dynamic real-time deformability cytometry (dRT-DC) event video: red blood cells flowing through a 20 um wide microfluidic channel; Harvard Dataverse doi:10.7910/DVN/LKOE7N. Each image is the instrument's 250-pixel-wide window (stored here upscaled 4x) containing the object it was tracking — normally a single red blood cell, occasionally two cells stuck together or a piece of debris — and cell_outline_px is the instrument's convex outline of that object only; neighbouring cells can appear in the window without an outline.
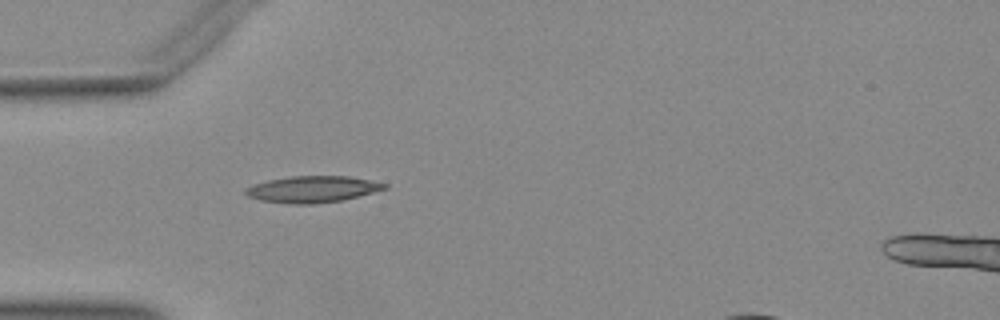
{"species": "Egyptian fruit bat (a non-hibernating species)", "species_latin": "Rousettus aegyptiacus", "temperature_condition": "warm", "stored_images_in_passage": 35, "camera_frame_rate_fps": 3000, "um_per_image_px": 0.085, "animal": {"sex": "female"}, "frame": {"image": 1, "passage_image": 1, "time_ms": 0.0, "image_size_px": [1000, 320], "cell_outline_px": [[388, 188], [340, 200], [316, 204], [292, 204], [260, 200], [248, 196], [244, 192], [244, 188], [268, 180], [292, 176], [348, 176], [388, 184]], "centroid_in_image_um": [26.53, 16.08], "position_along_channel_um": 58.5, "area_um2": 21.15}}
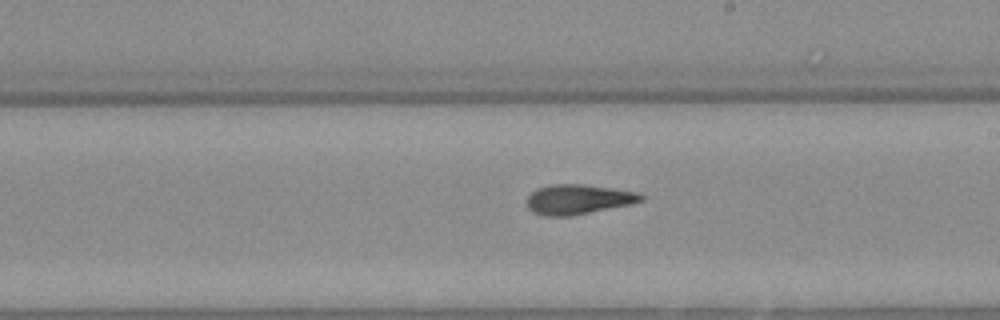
{"frame": {"image": 2, "passage_image": 15, "time_ms": 4.667, "image_size_px": [1000, 320], "cell_outline_px": [[644, 200], [632, 204], [568, 216], [544, 216], [532, 212], [528, 208], [528, 196], [536, 188], [552, 184], [584, 184], [636, 192], [644, 196]], "centroid_in_image_um": [49.13, 16.94], "position_along_channel_um": 239.9, "area_um2": 19.71}}
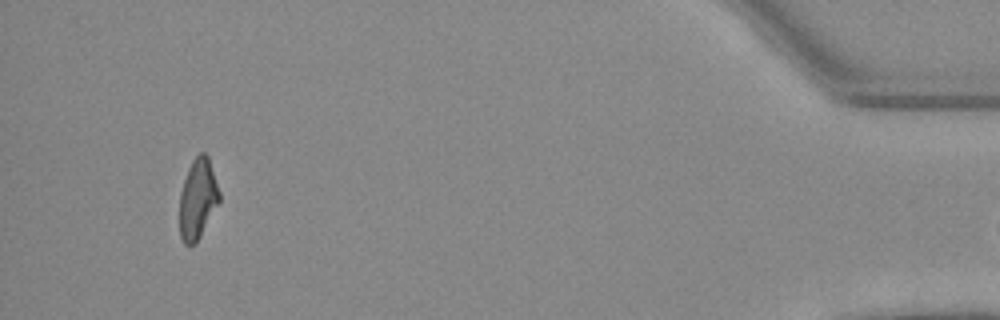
{"frame": {"image": 3, "passage_image": 34, "time_ms": 11.0, "image_size_px": [1000, 320], "cell_outline_px": [[220, 200], [200, 236], [192, 244], [184, 244], [180, 236], [180, 192], [188, 168], [192, 160], [200, 152], [204, 152], [208, 156], [220, 192]], "centroid_in_image_um": [16.8, 16.87], "position_along_channel_um": 418.4, "area_um2": 18.32}}